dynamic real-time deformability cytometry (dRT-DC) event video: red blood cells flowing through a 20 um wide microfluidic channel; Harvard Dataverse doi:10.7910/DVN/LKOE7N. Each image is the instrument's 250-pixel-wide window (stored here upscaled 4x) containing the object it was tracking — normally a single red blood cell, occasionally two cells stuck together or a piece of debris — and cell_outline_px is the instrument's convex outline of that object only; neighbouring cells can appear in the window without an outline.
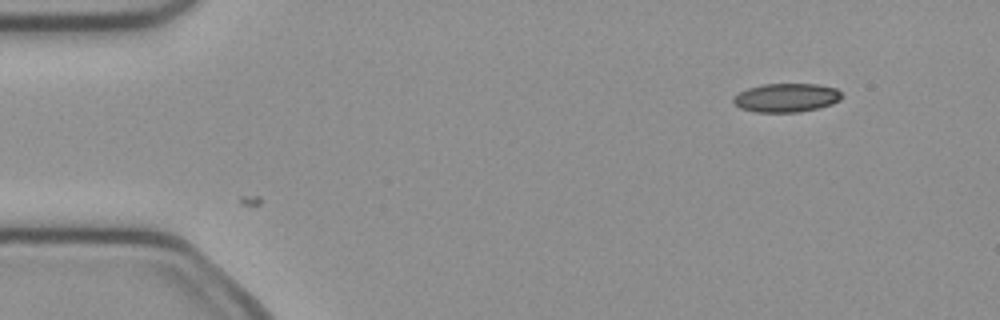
{"species": "common noctule bat (a hibernating species)", "species_latin": "Nyctalus noctula", "temperature_condition": "cold", "stored_images_in_passage": 4, "camera_frame_rate_fps": 3000, "um_per_image_px": 0.085, "animal": {"sex": "female", "body_mass_g": 21.9}, "frame": {"image": 1, "passage_image": 4, "time_ms": 1.0, "image_size_px": [1000, 320], "cell_outline_px": [[840, 100], [832, 104], [800, 112], [756, 112], [740, 108], [732, 100], [732, 96], [748, 88], [764, 84], [820, 84], [836, 88], [840, 92]], "centroid_in_image_um": [66.82, 8.3], "position_along_channel_um": 18.2, "area_um2": 18.09}}